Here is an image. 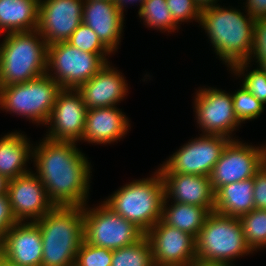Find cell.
<instances>
[{"label": "cell", "instance_id": "obj_37", "mask_svg": "<svg viewBox=\"0 0 266 266\" xmlns=\"http://www.w3.org/2000/svg\"><path fill=\"white\" fill-rule=\"evenodd\" d=\"M245 7L255 20L266 18V0H247Z\"/></svg>", "mask_w": 266, "mask_h": 266}, {"label": "cell", "instance_id": "obj_1", "mask_svg": "<svg viewBox=\"0 0 266 266\" xmlns=\"http://www.w3.org/2000/svg\"><path fill=\"white\" fill-rule=\"evenodd\" d=\"M32 150L36 175L55 206H86L91 167L75 142L43 138Z\"/></svg>", "mask_w": 266, "mask_h": 266}, {"label": "cell", "instance_id": "obj_30", "mask_svg": "<svg viewBox=\"0 0 266 266\" xmlns=\"http://www.w3.org/2000/svg\"><path fill=\"white\" fill-rule=\"evenodd\" d=\"M249 61H241L230 67L235 75L244 77L242 85L262 104L266 103V73L259 67L245 73L246 67H249ZM245 73V74H244ZM247 74V75H246Z\"/></svg>", "mask_w": 266, "mask_h": 266}, {"label": "cell", "instance_id": "obj_25", "mask_svg": "<svg viewBox=\"0 0 266 266\" xmlns=\"http://www.w3.org/2000/svg\"><path fill=\"white\" fill-rule=\"evenodd\" d=\"M167 202V199L163 202L161 220L171 227L190 234L195 239L203 228L208 215L214 211V208L177 202H173L174 204L172 203L171 207H168Z\"/></svg>", "mask_w": 266, "mask_h": 266}, {"label": "cell", "instance_id": "obj_39", "mask_svg": "<svg viewBox=\"0 0 266 266\" xmlns=\"http://www.w3.org/2000/svg\"><path fill=\"white\" fill-rule=\"evenodd\" d=\"M216 1L217 0H195L196 4L201 10L204 8L216 6Z\"/></svg>", "mask_w": 266, "mask_h": 266}, {"label": "cell", "instance_id": "obj_45", "mask_svg": "<svg viewBox=\"0 0 266 266\" xmlns=\"http://www.w3.org/2000/svg\"><path fill=\"white\" fill-rule=\"evenodd\" d=\"M100 1H110V2H115V0H100Z\"/></svg>", "mask_w": 266, "mask_h": 266}, {"label": "cell", "instance_id": "obj_35", "mask_svg": "<svg viewBox=\"0 0 266 266\" xmlns=\"http://www.w3.org/2000/svg\"><path fill=\"white\" fill-rule=\"evenodd\" d=\"M254 209L266 210V162L253 177Z\"/></svg>", "mask_w": 266, "mask_h": 266}, {"label": "cell", "instance_id": "obj_14", "mask_svg": "<svg viewBox=\"0 0 266 266\" xmlns=\"http://www.w3.org/2000/svg\"><path fill=\"white\" fill-rule=\"evenodd\" d=\"M86 108L77 89L62 88L56 98L46 125H51L46 139L52 141L78 142L84 132Z\"/></svg>", "mask_w": 266, "mask_h": 266}, {"label": "cell", "instance_id": "obj_5", "mask_svg": "<svg viewBox=\"0 0 266 266\" xmlns=\"http://www.w3.org/2000/svg\"><path fill=\"white\" fill-rule=\"evenodd\" d=\"M164 200V182L157 170L153 177L125 184L103 203L146 234L161 219Z\"/></svg>", "mask_w": 266, "mask_h": 266}, {"label": "cell", "instance_id": "obj_33", "mask_svg": "<svg viewBox=\"0 0 266 266\" xmlns=\"http://www.w3.org/2000/svg\"><path fill=\"white\" fill-rule=\"evenodd\" d=\"M166 4L171 13L173 21L178 25L179 22L194 19L199 23L201 9L195 0H166Z\"/></svg>", "mask_w": 266, "mask_h": 266}, {"label": "cell", "instance_id": "obj_21", "mask_svg": "<svg viewBox=\"0 0 266 266\" xmlns=\"http://www.w3.org/2000/svg\"><path fill=\"white\" fill-rule=\"evenodd\" d=\"M129 120L116 106L91 108L87 111L82 139L106 144L119 140L129 129Z\"/></svg>", "mask_w": 266, "mask_h": 266}, {"label": "cell", "instance_id": "obj_13", "mask_svg": "<svg viewBox=\"0 0 266 266\" xmlns=\"http://www.w3.org/2000/svg\"><path fill=\"white\" fill-rule=\"evenodd\" d=\"M154 266H192L197 262L195 238L161 219L146 233Z\"/></svg>", "mask_w": 266, "mask_h": 266}, {"label": "cell", "instance_id": "obj_43", "mask_svg": "<svg viewBox=\"0 0 266 266\" xmlns=\"http://www.w3.org/2000/svg\"><path fill=\"white\" fill-rule=\"evenodd\" d=\"M265 73H266V58H264L260 63L259 66Z\"/></svg>", "mask_w": 266, "mask_h": 266}, {"label": "cell", "instance_id": "obj_22", "mask_svg": "<svg viewBox=\"0 0 266 266\" xmlns=\"http://www.w3.org/2000/svg\"><path fill=\"white\" fill-rule=\"evenodd\" d=\"M30 140L22 133L11 132L0 139V175L7 180L25 175L31 171L26 169V162L32 156L33 147ZM32 147V148H31ZM31 148V149H30ZM25 167V168H24Z\"/></svg>", "mask_w": 266, "mask_h": 266}, {"label": "cell", "instance_id": "obj_42", "mask_svg": "<svg viewBox=\"0 0 266 266\" xmlns=\"http://www.w3.org/2000/svg\"><path fill=\"white\" fill-rule=\"evenodd\" d=\"M192 266H232V265H218V264H201V263H195Z\"/></svg>", "mask_w": 266, "mask_h": 266}, {"label": "cell", "instance_id": "obj_4", "mask_svg": "<svg viewBox=\"0 0 266 266\" xmlns=\"http://www.w3.org/2000/svg\"><path fill=\"white\" fill-rule=\"evenodd\" d=\"M47 49L48 44L37 29L7 33L1 50L0 87L45 75Z\"/></svg>", "mask_w": 266, "mask_h": 266}, {"label": "cell", "instance_id": "obj_20", "mask_svg": "<svg viewBox=\"0 0 266 266\" xmlns=\"http://www.w3.org/2000/svg\"><path fill=\"white\" fill-rule=\"evenodd\" d=\"M165 199L177 203L215 208V191L210 176L189 174H161Z\"/></svg>", "mask_w": 266, "mask_h": 266}, {"label": "cell", "instance_id": "obj_38", "mask_svg": "<svg viewBox=\"0 0 266 266\" xmlns=\"http://www.w3.org/2000/svg\"><path fill=\"white\" fill-rule=\"evenodd\" d=\"M137 1L140 3L139 6V10L142 8V5L144 3L145 0H115V4L117 6V8L119 9V11L123 14L124 13V8L126 7V4L129 2V3H133V2H136ZM126 3V4H125Z\"/></svg>", "mask_w": 266, "mask_h": 266}, {"label": "cell", "instance_id": "obj_40", "mask_svg": "<svg viewBox=\"0 0 266 266\" xmlns=\"http://www.w3.org/2000/svg\"><path fill=\"white\" fill-rule=\"evenodd\" d=\"M8 182L9 180H7L4 176L0 175V195L7 194Z\"/></svg>", "mask_w": 266, "mask_h": 266}, {"label": "cell", "instance_id": "obj_31", "mask_svg": "<svg viewBox=\"0 0 266 266\" xmlns=\"http://www.w3.org/2000/svg\"><path fill=\"white\" fill-rule=\"evenodd\" d=\"M233 108L235 115L240 123L246 120L257 119L264 111V104L258 101L243 85L234 94Z\"/></svg>", "mask_w": 266, "mask_h": 266}, {"label": "cell", "instance_id": "obj_32", "mask_svg": "<svg viewBox=\"0 0 266 266\" xmlns=\"http://www.w3.org/2000/svg\"><path fill=\"white\" fill-rule=\"evenodd\" d=\"M112 250L93 246L83 240L76 254L74 266H111Z\"/></svg>", "mask_w": 266, "mask_h": 266}, {"label": "cell", "instance_id": "obj_16", "mask_svg": "<svg viewBox=\"0 0 266 266\" xmlns=\"http://www.w3.org/2000/svg\"><path fill=\"white\" fill-rule=\"evenodd\" d=\"M7 194L18 222L29 218L35 222L55 207L41 180L32 172L10 180Z\"/></svg>", "mask_w": 266, "mask_h": 266}, {"label": "cell", "instance_id": "obj_44", "mask_svg": "<svg viewBox=\"0 0 266 266\" xmlns=\"http://www.w3.org/2000/svg\"><path fill=\"white\" fill-rule=\"evenodd\" d=\"M1 50H2V44L0 45V60H1Z\"/></svg>", "mask_w": 266, "mask_h": 266}, {"label": "cell", "instance_id": "obj_17", "mask_svg": "<svg viewBox=\"0 0 266 266\" xmlns=\"http://www.w3.org/2000/svg\"><path fill=\"white\" fill-rule=\"evenodd\" d=\"M1 256L19 266H41L42 235L35 222H18L0 242Z\"/></svg>", "mask_w": 266, "mask_h": 266}, {"label": "cell", "instance_id": "obj_2", "mask_svg": "<svg viewBox=\"0 0 266 266\" xmlns=\"http://www.w3.org/2000/svg\"><path fill=\"white\" fill-rule=\"evenodd\" d=\"M199 23L205 29L215 53L230 68L241 61H248L252 54L256 20L248 13L220 5L204 8Z\"/></svg>", "mask_w": 266, "mask_h": 266}, {"label": "cell", "instance_id": "obj_10", "mask_svg": "<svg viewBox=\"0 0 266 266\" xmlns=\"http://www.w3.org/2000/svg\"><path fill=\"white\" fill-rule=\"evenodd\" d=\"M231 138L219 135H201L183 145L161 168L160 174H189L210 176Z\"/></svg>", "mask_w": 266, "mask_h": 266}, {"label": "cell", "instance_id": "obj_34", "mask_svg": "<svg viewBox=\"0 0 266 266\" xmlns=\"http://www.w3.org/2000/svg\"><path fill=\"white\" fill-rule=\"evenodd\" d=\"M255 57V58H254ZM251 58L257 59L258 64L266 58V18L256 20Z\"/></svg>", "mask_w": 266, "mask_h": 266}, {"label": "cell", "instance_id": "obj_27", "mask_svg": "<svg viewBox=\"0 0 266 266\" xmlns=\"http://www.w3.org/2000/svg\"><path fill=\"white\" fill-rule=\"evenodd\" d=\"M243 227L244 239L253 251L266 247V210L253 209L239 217Z\"/></svg>", "mask_w": 266, "mask_h": 266}, {"label": "cell", "instance_id": "obj_9", "mask_svg": "<svg viewBox=\"0 0 266 266\" xmlns=\"http://www.w3.org/2000/svg\"><path fill=\"white\" fill-rule=\"evenodd\" d=\"M82 207L84 240L93 246L115 250L133 244L145 235L135 224L113 212L104 203L93 209Z\"/></svg>", "mask_w": 266, "mask_h": 266}, {"label": "cell", "instance_id": "obj_7", "mask_svg": "<svg viewBox=\"0 0 266 266\" xmlns=\"http://www.w3.org/2000/svg\"><path fill=\"white\" fill-rule=\"evenodd\" d=\"M61 89L60 84L47 74L28 82L0 87V108L46 125Z\"/></svg>", "mask_w": 266, "mask_h": 266}, {"label": "cell", "instance_id": "obj_19", "mask_svg": "<svg viewBox=\"0 0 266 266\" xmlns=\"http://www.w3.org/2000/svg\"><path fill=\"white\" fill-rule=\"evenodd\" d=\"M124 14L115 2L84 0L82 22L95 31L100 41L113 53L123 32Z\"/></svg>", "mask_w": 266, "mask_h": 266}, {"label": "cell", "instance_id": "obj_23", "mask_svg": "<svg viewBox=\"0 0 266 266\" xmlns=\"http://www.w3.org/2000/svg\"><path fill=\"white\" fill-rule=\"evenodd\" d=\"M253 178L221 186L215 192V208L218 214L240 217L254 209Z\"/></svg>", "mask_w": 266, "mask_h": 266}, {"label": "cell", "instance_id": "obj_18", "mask_svg": "<svg viewBox=\"0 0 266 266\" xmlns=\"http://www.w3.org/2000/svg\"><path fill=\"white\" fill-rule=\"evenodd\" d=\"M125 78L110 67L108 62L95 76L86 81L77 90L80 92L86 108L112 107L128 93Z\"/></svg>", "mask_w": 266, "mask_h": 266}, {"label": "cell", "instance_id": "obj_36", "mask_svg": "<svg viewBox=\"0 0 266 266\" xmlns=\"http://www.w3.org/2000/svg\"><path fill=\"white\" fill-rule=\"evenodd\" d=\"M18 223L16 220L8 194L0 195V242L2 241L5 233L14 225Z\"/></svg>", "mask_w": 266, "mask_h": 266}, {"label": "cell", "instance_id": "obj_15", "mask_svg": "<svg viewBox=\"0 0 266 266\" xmlns=\"http://www.w3.org/2000/svg\"><path fill=\"white\" fill-rule=\"evenodd\" d=\"M84 0H40L37 30L48 45L66 42L82 23Z\"/></svg>", "mask_w": 266, "mask_h": 266}, {"label": "cell", "instance_id": "obj_24", "mask_svg": "<svg viewBox=\"0 0 266 266\" xmlns=\"http://www.w3.org/2000/svg\"><path fill=\"white\" fill-rule=\"evenodd\" d=\"M40 0H0V33L38 28Z\"/></svg>", "mask_w": 266, "mask_h": 266}, {"label": "cell", "instance_id": "obj_41", "mask_svg": "<svg viewBox=\"0 0 266 266\" xmlns=\"http://www.w3.org/2000/svg\"><path fill=\"white\" fill-rule=\"evenodd\" d=\"M0 266H19V265L11 263L10 261L6 260L0 255Z\"/></svg>", "mask_w": 266, "mask_h": 266}, {"label": "cell", "instance_id": "obj_28", "mask_svg": "<svg viewBox=\"0 0 266 266\" xmlns=\"http://www.w3.org/2000/svg\"><path fill=\"white\" fill-rule=\"evenodd\" d=\"M138 15L144 20V24L150 28H157L168 32H174L178 29L173 21L171 13L166 4V0H145Z\"/></svg>", "mask_w": 266, "mask_h": 266}, {"label": "cell", "instance_id": "obj_29", "mask_svg": "<svg viewBox=\"0 0 266 266\" xmlns=\"http://www.w3.org/2000/svg\"><path fill=\"white\" fill-rule=\"evenodd\" d=\"M71 46H75L81 51H86L100 55L107 63L108 58L112 52L100 41L95 31L89 28L83 22L72 33L70 38L66 41Z\"/></svg>", "mask_w": 266, "mask_h": 266}, {"label": "cell", "instance_id": "obj_3", "mask_svg": "<svg viewBox=\"0 0 266 266\" xmlns=\"http://www.w3.org/2000/svg\"><path fill=\"white\" fill-rule=\"evenodd\" d=\"M35 223L42 235L41 266H74L84 240L83 207L55 206Z\"/></svg>", "mask_w": 266, "mask_h": 266}, {"label": "cell", "instance_id": "obj_26", "mask_svg": "<svg viewBox=\"0 0 266 266\" xmlns=\"http://www.w3.org/2000/svg\"><path fill=\"white\" fill-rule=\"evenodd\" d=\"M111 266H154L152 245L146 234L133 244L112 250Z\"/></svg>", "mask_w": 266, "mask_h": 266}, {"label": "cell", "instance_id": "obj_8", "mask_svg": "<svg viewBox=\"0 0 266 266\" xmlns=\"http://www.w3.org/2000/svg\"><path fill=\"white\" fill-rule=\"evenodd\" d=\"M106 64L100 55L81 51L67 42L48 45L46 74L64 89H78Z\"/></svg>", "mask_w": 266, "mask_h": 266}, {"label": "cell", "instance_id": "obj_6", "mask_svg": "<svg viewBox=\"0 0 266 266\" xmlns=\"http://www.w3.org/2000/svg\"><path fill=\"white\" fill-rule=\"evenodd\" d=\"M195 242L197 263L201 264L231 265L234 258L253 253L245 242L240 219L215 211L208 215Z\"/></svg>", "mask_w": 266, "mask_h": 266}, {"label": "cell", "instance_id": "obj_12", "mask_svg": "<svg viewBox=\"0 0 266 266\" xmlns=\"http://www.w3.org/2000/svg\"><path fill=\"white\" fill-rule=\"evenodd\" d=\"M196 120L204 135L231 138L241 124L234 112L231 94L216 88H202L195 96Z\"/></svg>", "mask_w": 266, "mask_h": 266}, {"label": "cell", "instance_id": "obj_11", "mask_svg": "<svg viewBox=\"0 0 266 266\" xmlns=\"http://www.w3.org/2000/svg\"><path fill=\"white\" fill-rule=\"evenodd\" d=\"M265 162L264 146L254 147L232 137L211 172L213 190L216 192L226 184L253 178Z\"/></svg>", "mask_w": 266, "mask_h": 266}]
</instances>
